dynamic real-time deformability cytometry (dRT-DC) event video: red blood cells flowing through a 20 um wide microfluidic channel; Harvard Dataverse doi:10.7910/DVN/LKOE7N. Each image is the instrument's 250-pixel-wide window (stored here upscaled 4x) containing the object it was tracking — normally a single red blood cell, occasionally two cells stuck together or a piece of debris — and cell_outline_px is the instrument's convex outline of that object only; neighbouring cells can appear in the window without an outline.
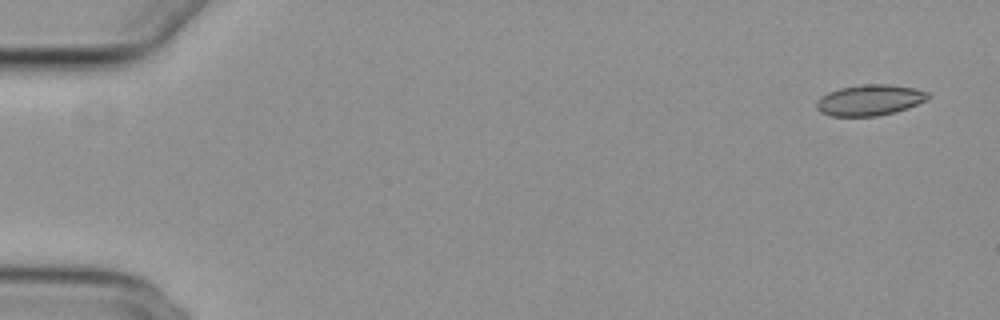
{"species": "common noctule bat (a hibernating species)", "species_latin": "Nyctalus noctula", "temperature_condition": "cold", "stored_images_in_passage": 5, "camera_frame_rate_fps": 3000, "um_per_image_px": 0.085, "animal": {"sex": "female", "body_mass_g": 29.2, "forearm_length_mm": 56.3}, "frame": {"image": 1, "passage_image": 1, "time_ms": 0.0, "image_size_px": [1000, 320], "cell_outline_px": [[928, 100], [908, 108], [896, 112], [876, 116], [828, 116], [820, 112], [816, 108], [816, 100], [820, 96], [828, 92], [840, 88], [864, 84], [888, 84], [916, 88], [928, 92]], "centroid_in_image_um": [73.91, 8.51], "position_along_channel_um": 11.1, "area_um2": 20.29}}